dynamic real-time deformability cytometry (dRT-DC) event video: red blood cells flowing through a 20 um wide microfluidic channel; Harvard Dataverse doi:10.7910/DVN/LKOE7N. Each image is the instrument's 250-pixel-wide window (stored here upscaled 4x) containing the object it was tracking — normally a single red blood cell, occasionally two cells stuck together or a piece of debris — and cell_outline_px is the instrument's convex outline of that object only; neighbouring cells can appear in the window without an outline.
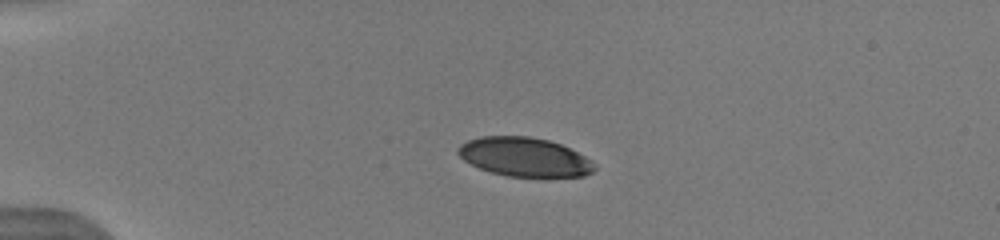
{"species": "human", "species_latin": "Homo sapiens", "temperature_condition": "warm", "stored_images_in_passage": 16, "camera_frame_rate_fps": 3000, "um_per_image_px": 0.085, "donor": {"sex": "male"}, "frame": {"image": 1, "passage_image": 10, "time_ms": 4.0, "image_size_px": [1000, 240], "cell_outline_px": [[596, 168], [592, 172], [584, 176], [544, 180], [508, 176], [492, 172], [480, 168], [464, 160], [456, 152], [456, 148], [460, 144], [468, 140], [480, 136], [528, 136], [548, 140], [560, 144], [592, 160], [596, 164]], "centroid_in_image_um": [44.62, 13.39], "position_along_channel_um": 40.4, "area_um2": 31.91}}